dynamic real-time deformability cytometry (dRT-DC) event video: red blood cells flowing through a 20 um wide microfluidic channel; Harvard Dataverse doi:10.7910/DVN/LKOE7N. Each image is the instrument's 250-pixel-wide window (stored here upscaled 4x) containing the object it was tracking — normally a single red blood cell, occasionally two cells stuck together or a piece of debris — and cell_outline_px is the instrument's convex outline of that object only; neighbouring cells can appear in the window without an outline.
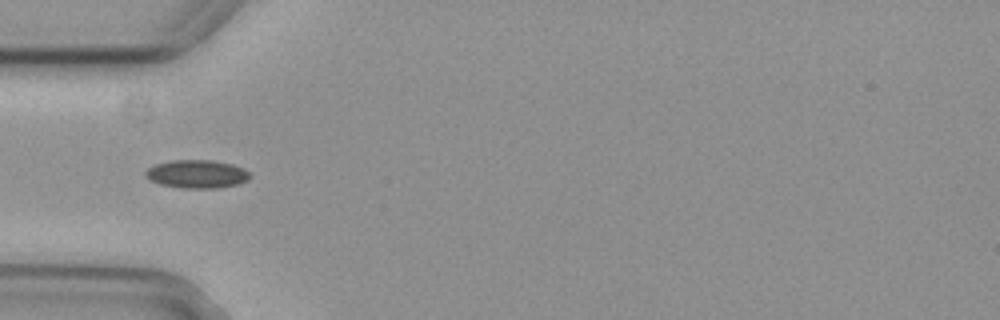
{"species": "common noctule bat (a hibernating species)", "species_latin": "Nyctalus noctula", "temperature_condition": "cold", "stored_images_in_passage": 5, "camera_frame_rate_fps": 3000, "um_per_image_px": 0.085, "animal": {"sex": "female", "body_mass_g": 29.2, "forearm_length_mm": 56.3}, "frame": {"image": 1, "passage_image": 2, "time_ms": 0.333, "image_size_px": [1000, 320], "cell_outline_px": [[252, 176], [248, 180], [236, 184], [220, 188], [180, 188], [160, 184], [148, 180], [144, 176], [144, 172], [148, 168], [156, 164], [172, 160], [212, 160], [232, 164], [244, 168]], "centroid_in_image_um": [16.72, 14.79], "position_along_channel_um": 68.3, "area_um2": 17.34}}
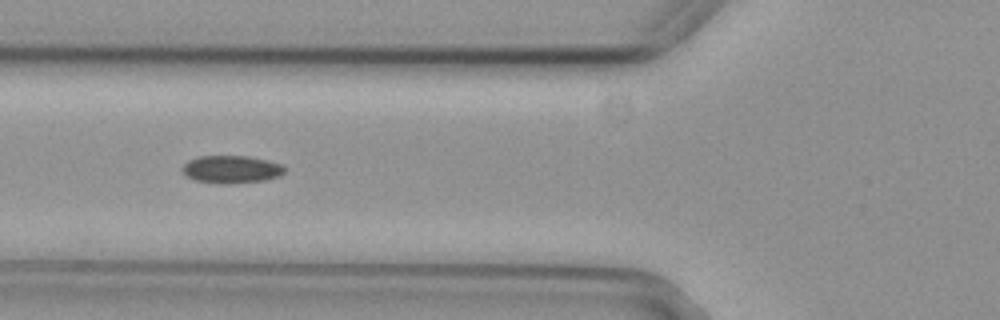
{"frame": {"image": 2, "passage_image": 3, "time_ms": 0.667, "image_size_px": [1000, 320], "cell_outline_px": [[284, 172], [280, 176], [264, 180], [224, 184], [196, 180], [184, 176], [180, 168], [188, 160], [200, 156], [248, 156], [284, 164]], "centroid_in_image_um": [19.64, 14.39], "position_along_channel_um": 106.2, "area_um2": 16.53}}
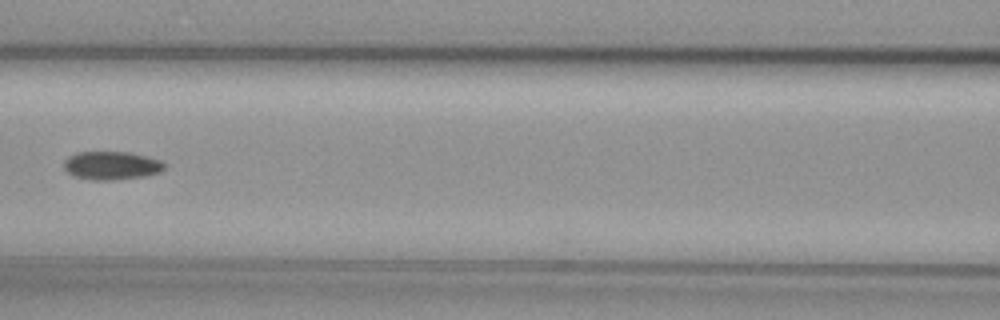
{"frame": {"image": 3, "passage_image": 4, "time_ms": 1.0, "image_size_px": [1000, 320], "cell_outline_px": [[168, 164], [160, 172], [144, 176], [116, 180], [88, 180], [72, 176], [64, 172], [64, 160], [68, 156], [76, 152], [128, 152], [160, 160]], "centroid_in_image_um": [9.43, 14.08], "position_along_channel_um": 157.2, "area_um2": 16.88}}